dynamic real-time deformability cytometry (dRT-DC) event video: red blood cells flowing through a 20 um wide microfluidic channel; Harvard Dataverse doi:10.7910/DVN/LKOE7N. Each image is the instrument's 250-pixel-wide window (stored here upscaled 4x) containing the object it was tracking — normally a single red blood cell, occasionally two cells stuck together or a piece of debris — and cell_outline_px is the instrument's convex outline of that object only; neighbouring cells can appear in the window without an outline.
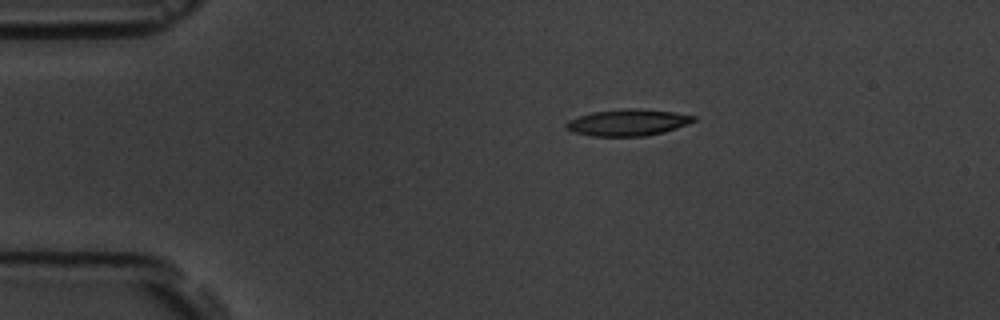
{"species": "common noctule bat (a hibernating species)", "species_latin": "Nyctalus noctula", "temperature_condition": "room temperature", "stored_images_in_passage": 7, "camera_frame_rate_fps": 3000, "um_per_image_px": 0.085, "animal": {"sex": "male", "body_mass_g": 19.5, "forearm_length_mm": 54.6}, "frame": {"image": 1, "passage_image": 7, "time_ms": 7.0, "image_size_px": [1000, 320], "cell_outline_px": [[696, 120], [676, 128], [664, 132], [644, 136], [592, 136], [572, 132], [564, 128], [564, 124], [568, 120], [592, 112], [628, 108], [636, 108], [672, 112], [696, 116]], "centroid_in_image_um": [53.32, 10.42], "position_along_channel_um": 31.7, "area_um2": 19.65}}